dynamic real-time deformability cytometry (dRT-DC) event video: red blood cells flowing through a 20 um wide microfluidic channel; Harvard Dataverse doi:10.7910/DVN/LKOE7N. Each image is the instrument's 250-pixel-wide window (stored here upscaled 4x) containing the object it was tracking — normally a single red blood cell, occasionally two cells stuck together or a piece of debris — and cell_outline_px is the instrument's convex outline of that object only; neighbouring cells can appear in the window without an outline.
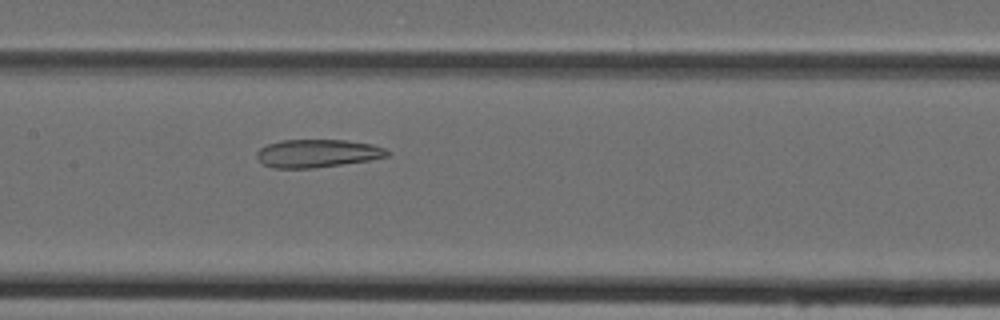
{"species": "Egyptian fruit bat (a non-hibernating species)", "species_latin": "Rousettus aegyptiacus", "temperature_condition": "cold", "stored_images_in_passage": 43, "camera_frame_rate_fps": 3000, "um_per_image_px": 0.085, "animal": {"sex": "female"}, "frame": {"image": 1, "passage_image": 19, "time_ms": 6.0, "image_size_px": [1000, 320], "cell_outline_px": [[392, 152], [388, 156], [368, 160], [312, 168], [272, 168], [264, 164], [256, 156], [256, 152], [260, 148], [268, 144], [280, 140], [344, 140], [372, 144], [384, 148]], "centroid_in_image_um": [26.97, 13.03], "position_along_channel_um": 180.4, "area_um2": 21.15}}
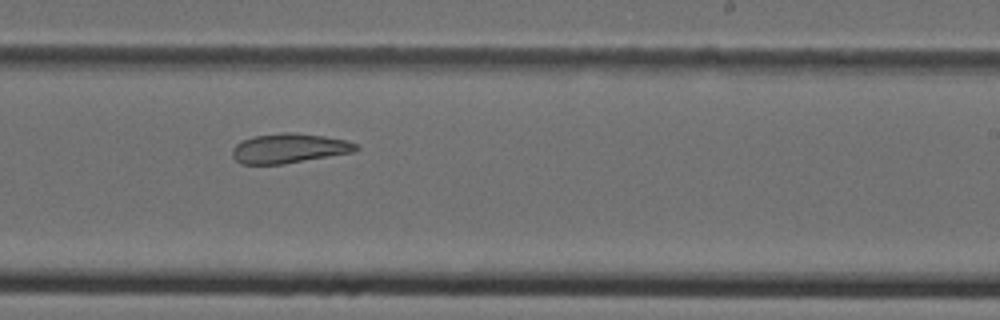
{"frame": {"image": 2, "passage_image": 25, "time_ms": 8.0, "image_size_px": [1000, 320], "cell_outline_px": [[360, 148], [356, 152], [284, 164], [240, 164], [232, 156], [232, 148], [236, 144], [252, 136], [280, 132], [292, 132], [324, 136], [344, 140], [356, 144]], "centroid_in_image_um": [24.57, 12.61], "position_along_channel_um": 264.4, "area_um2": 21.5}}
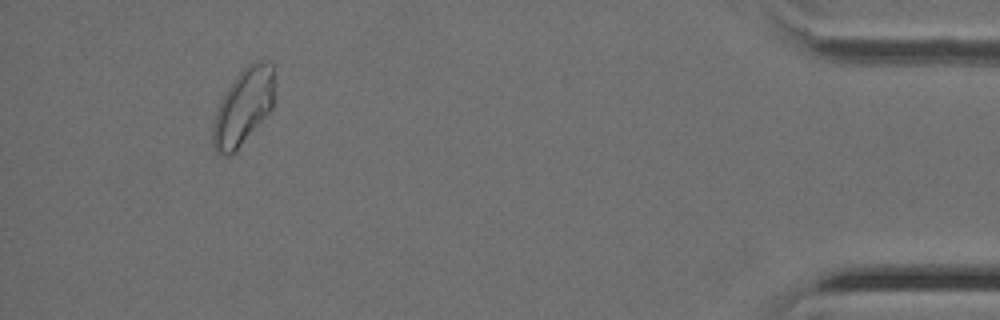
{"frame": {"image": 3, "passage_image": 40, "time_ms": 13.0, "image_size_px": [1000, 320], "cell_outline_px": [[272, 108], [240, 144], [228, 156], [220, 156], [216, 152], [212, 144], [212, 132], [216, 112], [232, 80], [248, 64], [272, 64]], "centroid_in_image_um": [20.62, 9.14], "position_along_channel_um": 414.6, "area_um2": 25.84}}